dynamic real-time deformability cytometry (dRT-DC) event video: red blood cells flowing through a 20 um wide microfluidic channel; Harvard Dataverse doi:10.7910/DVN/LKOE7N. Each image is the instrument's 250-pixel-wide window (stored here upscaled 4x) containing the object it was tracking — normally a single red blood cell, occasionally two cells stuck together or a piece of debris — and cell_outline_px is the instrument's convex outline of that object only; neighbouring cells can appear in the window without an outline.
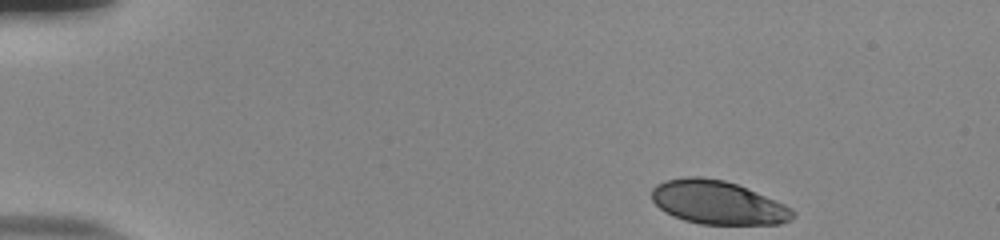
{"species": "human", "species_latin": "Homo sapiens", "temperature_condition": "room temperature", "stored_images_in_passage": 48, "camera_frame_rate_fps": 3000, "um_per_image_px": 0.085, "donor": {"sex": "male"}, "frame": {"image": 1, "passage_image": 1, "time_ms": 0.0, "image_size_px": [1000, 240], "cell_outline_px": [[796, 216], [792, 220], [780, 224], [700, 224], [684, 220], [672, 216], [664, 212], [652, 200], [652, 188], [656, 184], [664, 180], [684, 176], [700, 176], [724, 180], [736, 184], [776, 200], [792, 208], [796, 212]], "centroid_in_image_um": [61.01, 17.21], "position_along_channel_um": 24.0, "area_um2": 36.07}}
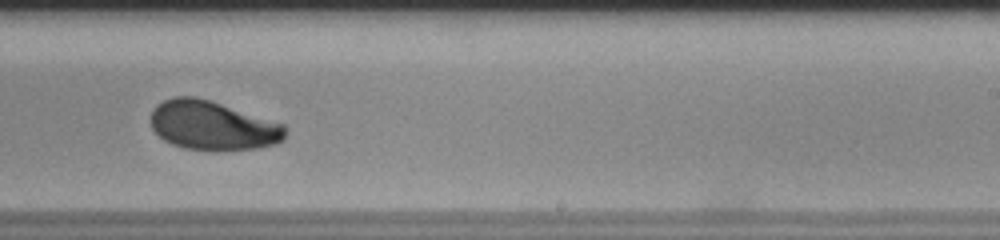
{"frame": {"image": 2, "passage_image": 29, "time_ms": 9.333, "image_size_px": [1000, 240], "cell_outline_px": [[288, 132], [284, 140], [276, 144], [256, 148], [184, 148], [172, 144], [164, 140], [152, 128], [152, 112], [156, 104], [164, 100], [176, 96], [192, 96], [208, 100], [284, 124]], "centroid_in_image_um": [18.08, 10.65], "position_along_channel_um": 270.9, "area_um2": 37.57}}
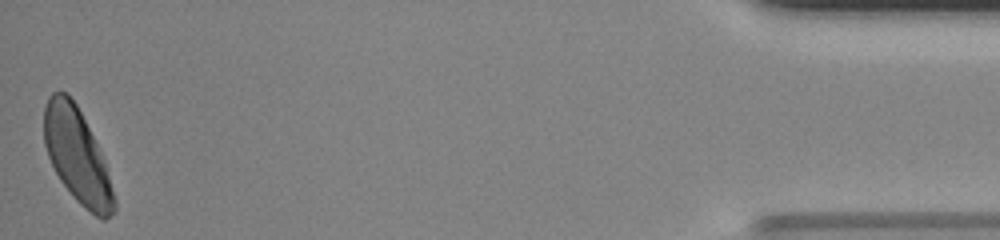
{"frame": {"image": 3, "passage_image": 48, "time_ms": 15.667, "image_size_px": [1000, 240], "cell_outline_px": [[116, 212], [104, 220], [96, 216], [84, 208], [72, 196], [60, 180], [48, 156], [44, 144], [44, 108], [48, 96], [52, 92], [64, 92], [76, 104], [100, 152], [116, 200]], "centroid_in_image_um": [6.54, 13.28], "position_along_channel_um": 428.7, "area_um2": 37.74}, "authors_computed_cell_mechanics": {"area_um2": 38.7838, "velocity_mm_per_s": 3.7686, "shape_relaxation_time_tau1_ms": 4.009, "shape_relaxation_time_tau2_ms": 1.2097, "deformation_change_tau1": 0.157, "deformation_change_tau2": 0.044}}